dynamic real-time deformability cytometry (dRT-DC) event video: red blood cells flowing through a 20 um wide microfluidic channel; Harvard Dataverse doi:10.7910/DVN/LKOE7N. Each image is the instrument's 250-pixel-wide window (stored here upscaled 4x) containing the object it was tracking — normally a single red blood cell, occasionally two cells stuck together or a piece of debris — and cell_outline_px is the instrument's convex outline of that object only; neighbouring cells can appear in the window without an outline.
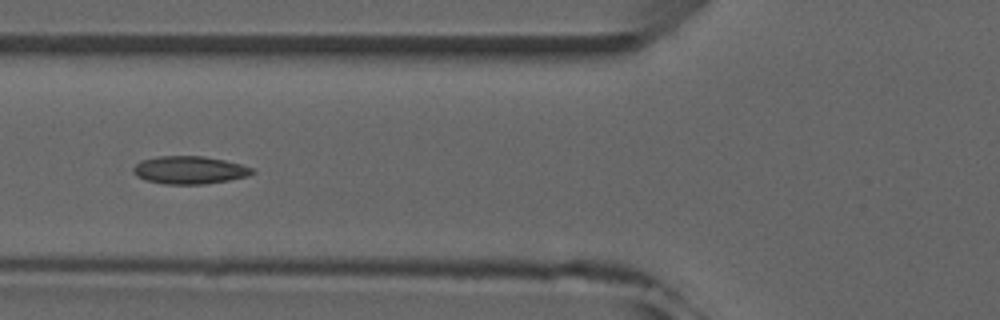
{"species": "common noctule bat (a hibernating species)", "species_latin": "Nyctalus noctula", "temperature_condition": "room temperature", "stored_images_in_passage": 5, "camera_frame_rate_fps": 3000, "um_per_image_px": 0.085, "animal": {"sex": "male", "forearm_length_mm": 52.5}, "frame": {"image": 1, "passage_image": 5, "time_ms": 4.333, "image_size_px": [1000, 320], "cell_outline_px": [[256, 172], [248, 176], [228, 180], [204, 184], [164, 184], [148, 180], [136, 176], [132, 172], [132, 168], [140, 160], [156, 156], [204, 156], [224, 160], [240, 164], [252, 168]], "centroid_in_image_um": [16.08, 14.45], "position_along_channel_um": 109.7, "area_um2": 19.31}}